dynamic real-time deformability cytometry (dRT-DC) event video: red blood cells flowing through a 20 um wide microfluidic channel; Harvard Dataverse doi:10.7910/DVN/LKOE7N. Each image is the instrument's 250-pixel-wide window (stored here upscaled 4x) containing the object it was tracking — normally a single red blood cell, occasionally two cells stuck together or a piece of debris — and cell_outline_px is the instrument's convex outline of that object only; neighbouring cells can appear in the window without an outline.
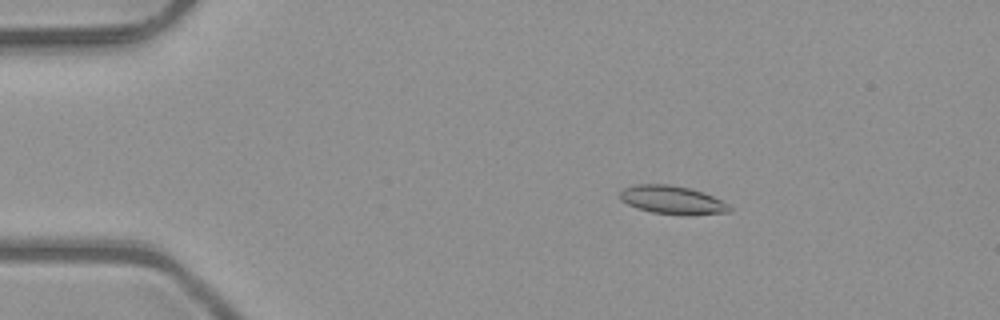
{"species": "common noctule bat (a hibernating species)", "species_latin": "Nyctalus noctula", "temperature_condition": "room temperature", "stored_images_in_passage": 5, "camera_frame_rate_fps": 3000, "um_per_image_px": 0.085, "animal": {"sex": "male", "body_mass_g": 23.1, "forearm_length_mm": 52.7}, "frame": {"image": 1, "passage_image": 3, "time_ms": 0.667, "image_size_px": [1000, 320], "cell_outline_px": [[732, 208], [728, 212], [688, 216], [684, 216], [652, 212], [636, 208], [620, 200], [620, 192], [624, 188], [636, 184], [668, 184], [688, 188], [704, 192], [728, 204]], "centroid_in_image_um": [57.14, 17.01], "position_along_channel_um": 27.9, "area_um2": 18.21}}